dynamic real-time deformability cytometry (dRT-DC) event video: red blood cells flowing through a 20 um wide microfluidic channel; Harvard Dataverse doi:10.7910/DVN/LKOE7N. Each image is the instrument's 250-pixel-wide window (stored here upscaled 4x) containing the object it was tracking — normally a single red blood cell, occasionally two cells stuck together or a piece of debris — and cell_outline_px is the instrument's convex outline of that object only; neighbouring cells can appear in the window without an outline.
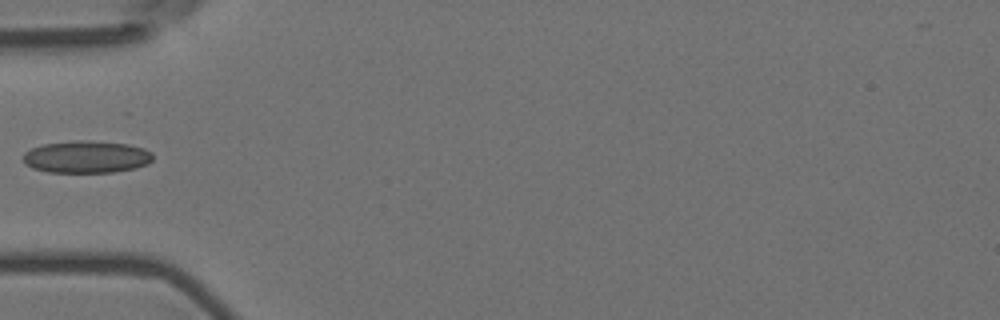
{"species": "Egyptian fruit bat (a non-hibernating species)", "species_latin": "Rousettus aegyptiacus", "temperature_condition": "room temperature", "stored_images_in_passage": 38, "camera_frame_rate_fps": 3000, "um_per_image_px": 0.085, "animal": {"sex": "female"}, "frame": {"image": 1, "passage_image": 1, "time_ms": 0.0, "image_size_px": [1000, 320], "cell_outline_px": [[152, 160], [148, 164], [136, 168], [112, 172], [48, 172], [32, 168], [24, 164], [24, 152], [32, 148], [44, 144], [72, 140], [88, 140], [128, 144], [144, 148], [152, 152]], "centroid_in_image_um": [7.35, 13.33], "position_along_channel_um": 77.6, "area_um2": 24.51}}
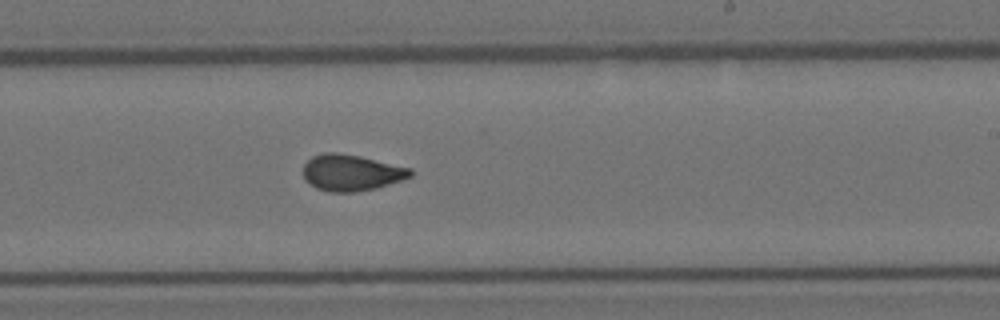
{"frame": {"image": 2, "passage_image": 16, "time_ms": 5.0, "image_size_px": [1000, 320], "cell_outline_px": [[412, 176], [376, 188], [356, 192], [328, 192], [316, 188], [308, 184], [304, 180], [304, 164], [312, 156], [324, 152], [336, 152], [360, 156], [412, 168]], "centroid_in_image_um": [29.83, 14.68], "position_along_channel_um": 259.2, "area_um2": 22.77}}
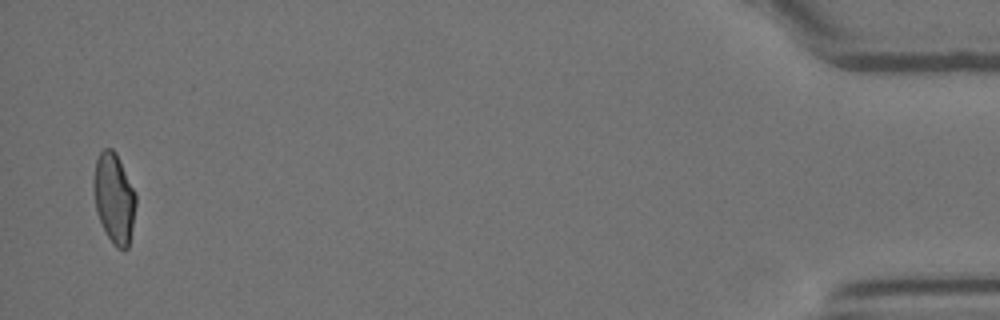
{"frame": {"image": 3, "passage_image": 37, "time_ms": 12.0, "image_size_px": [1000, 320], "cell_outline_px": [[136, 204], [132, 228], [128, 248], [124, 252], [116, 248], [108, 236], [96, 212], [92, 184], [92, 180], [96, 160], [100, 152], [104, 148], [112, 148], [116, 152], [136, 196]], "centroid_in_image_um": [9.68, 16.85], "position_along_channel_um": 425.5, "area_um2": 22.14}}